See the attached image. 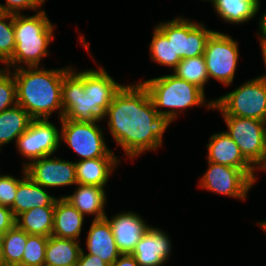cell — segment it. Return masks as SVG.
I'll list each match as a JSON object with an SVG mask.
<instances>
[{
	"label": "cell",
	"instance_id": "6da1fadb",
	"mask_svg": "<svg viewBox=\"0 0 266 266\" xmlns=\"http://www.w3.org/2000/svg\"><path fill=\"white\" fill-rule=\"evenodd\" d=\"M109 131L125 154L134 158L162 145L169 124L155 110L145 86L123 85L107 108Z\"/></svg>",
	"mask_w": 266,
	"mask_h": 266
},
{
	"label": "cell",
	"instance_id": "7a4b0ae2",
	"mask_svg": "<svg viewBox=\"0 0 266 266\" xmlns=\"http://www.w3.org/2000/svg\"><path fill=\"white\" fill-rule=\"evenodd\" d=\"M72 67L62 69H41L38 67L16 68L13 72L16 82L17 104L32 119H49L55 110L63 118L62 83L64 75Z\"/></svg>",
	"mask_w": 266,
	"mask_h": 266
},
{
	"label": "cell",
	"instance_id": "3957f363",
	"mask_svg": "<svg viewBox=\"0 0 266 266\" xmlns=\"http://www.w3.org/2000/svg\"><path fill=\"white\" fill-rule=\"evenodd\" d=\"M54 28L43 9L29 17L15 14L16 46L13 56L5 63L6 68L12 66L16 69L26 64L27 67H39L41 59L48 55L47 48L54 38Z\"/></svg>",
	"mask_w": 266,
	"mask_h": 266
},
{
	"label": "cell",
	"instance_id": "277c9868",
	"mask_svg": "<svg viewBox=\"0 0 266 266\" xmlns=\"http://www.w3.org/2000/svg\"><path fill=\"white\" fill-rule=\"evenodd\" d=\"M141 83L147 89L155 110L168 124H171L182 110L205 103V91L174 74L163 75ZM163 107L170 109L160 110ZM178 109H180L179 113Z\"/></svg>",
	"mask_w": 266,
	"mask_h": 266
},
{
	"label": "cell",
	"instance_id": "5b68a950",
	"mask_svg": "<svg viewBox=\"0 0 266 266\" xmlns=\"http://www.w3.org/2000/svg\"><path fill=\"white\" fill-rule=\"evenodd\" d=\"M207 103L205 105L209 109H218L222 116L252 118L266 122V79L262 76L253 78L232 92Z\"/></svg>",
	"mask_w": 266,
	"mask_h": 266
},
{
	"label": "cell",
	"instance_id": "8992f818",
	"mask_svg": "<svg viewBox=\"0 0 266 266\" xmlns=\"http://www.w3.org/2000/svg\"><path fill=\"white\" fill-rule=\"evenodd\" d=\"M156 27L172 43L173 70L182 59L204 55L206 42L214 32L205 28L204 23H195L181 16Z\"/></svg>",
	"mask_w": 266,
	"mask_h": 266
},
{
	"label": "cell",
	"instance_id": "52a82bcc",
	"mask_svg": "<svg viewBox=\"0 0 266 266\" xmlns=\"http://www.w3.org/2000/svg\"><path fill=\"white\" fill-rule=\"evenodd\" d=\"M226 133L238 145L243 156L256 168L266 171V122L235 116H223Z\"/></svg>",
	"mask_w": 266,
	"mask_h": 266
},
{
	"label": "cell",
	"instance_id": "ba28073f",
	"mask_svg": "<svg viewBox=\"0 0 266 266\" xmlns=\"http://www.w3.org/2000/svg\"><path fill=\"white\" fill-rule=\"evenodd\" d=\"M60 121V140L70 146L80 156V160L116 157L107 147L103 130L97 122H76L64 117Z\"/></svg>",
	"mask_w": 266,
	"mask_h": 266
},
{
	"label": "cell",
	"instance_id": "9c48e42d",
	"mask_svg": "<svg viewBox=\"0 0 266 266\" xmlns=\"http://www.w3.org/2000/svg\"><path fill=\"white\" fill-rule=\"evenodd\" d=\"M207 73L220 83L229 86L234 79L239 59L238 43L227 34L214 31L204 51Z\"/></svg>",
	"mask_w": 266,
	"mask_h": 266
},
{
	"label": "cell",
	"instance_id": "30bf717a",
	"mask_svg": "<svg viewBox=\"0 0 266 266\" xmlns=\"http://www.w3.org/2000/svg\"><path fill=\"white\" fill-rule=\"evenodd\" d=\"M60 145V132L48 119H32L17 139L16 148L28 161L52 155Z\"/></svg>",
	"mask_w": 266,
	"mask_h": 266
},
{
	"label": "cell",
	"instance_id": "8fae6325",
	"mask_svg": "<svg viewBox=\"0 0 266 266\" xmlns=\"http://www.w3.org/2000/svg\"><path fill=\"white\" fill-rule=\"evenodd\" d=\"M199 186L212 192L245 200L254 182L241 170L208 161Z\"/></svg>",
	"mask_w": 266,
	"mask_h": 266
},
{
	"label": "cell",
	"instance_id": "7c38bea8",
	"mask_svg": "<svg viewBox=\"0 0 266 266\" xmlns=\"http://www.w3.org/2000/svg\"><path fill=\"white\" fill-rule=\"evenodd\" d=\"M27 176L44 188L77 185L75 162L50 155L24 163Z\"/></svg>",
	"mask_w": 266,
	"mask_h": 266
},
{
	"label": "cell",
	"instance_id": "4fadbf2b",
	"mask_svg": "<svg viewBox=\"0 0 266 266\" xmlns=\"http://www.w3.org/2000/svg\"><path fill=\"white\" fill-rule=\"evenodd\" d=\"M71 68L62 83L63 117L76 122H97L91 114L89 91H84V71Z\"/></svg>",
	"mask_w": 266,
	"mask_h": 266
},
{
	"label": "cell",
	"instance_id": "5bb4252c",
	"mask_svg": "<svg viewBox=\"0 0 266 266\" xmlns=\"http://www.w3.org/2000/svg\"><path fill=\"white\" fill-rule=\"evenodd\" d=\"M122 86L102 67L84 71V91H89L91 114L97 122L106 117L107 108Z\"/></svg>",
	"mask_w": 266,
	"mask_h": 266
},
{
	"label": "cell",
	"instance_id": "9a60e30c",
	"mask_svg": "<svg viewBox=\"0 0 266 266\" xmlns=\"http://www.w3.org/2000/svg\"><path fill=\"white\" fill-rule=\"evenodd\" d=\"M208 147V161L241 169L254 183L256 168L243 156L238 145L226 133H216L210 137Z\"/></svg>",
	"mask_w": 266,
	"mask_h": 266
},
{
	"label": "cell",
	"instance_id": "2e32d148",
	"mask_svg": "<svg viewBox=\"0 0 266 266\" xmlns=\"http://www.w3.org/2000/svg\"><path fill=\"white\" fill-rule=\"evenodd\" d=\"M105 219L109 222L117 248L121 254H132L136 244L143 237L150 226L142 216L135 212L118 213L113 218Z\"/></svg>",
	"mask_w": 266,
	"mask_h": 266
},
{
	"label": "cell",
	"instance_id": "e0dca14e",
	"mask_svg": "<svg viewBox=\"0 0 266 266\" xmlns=\"http://www.w3.org/2000/svg\"><path fill=\"white\" fill-rule=\"evenodd\" d=\"M171 250L168 234L150 226L136 244L132 255L140 266H161L168 261Z\"/></svg>",
	"mask_w": 266,
	"mask_h": 266
},
{
	"label": "cell",
	"instance_id": "ac0fdd59",
	"mask_svg": "<svg viewBox=\"0 0 266 266\" xmlns=\"http://www.w3.org/2000/svg\"><path fill=\"white\" fill-rule=\"evenodd\" d=\"M23 177L18 183L16 197L10 208L15 219L23 212L35 207H55L57 198L47 193L43 186L36 184L27 176L23 167Z\"/></svg>",
	"mask_w": 266,
	"mask_h": 266
},
{
	"label": "cell",
	"instance_id": "d6986e66",
	"mask_svg": "<svg viewBox=\"0 0 266 266\" xmlns=\"http://www.w3.org/2000/svg\"><path fill=\"white\" fill-rule=\"evenodd\" d=\"M86 245L88 254L99 256L110 266L121 255L117 248L111 226L105 218L100 220L92 219Z\"/></svg>",
	"mask_w": 266,
	"mask_h": 266
},
{
	"label": "cell",
	"instance_id": "ffe728a7",
	"mask_svg": "<svg viewBox=\"0 0 266 266\" xmlns=\"http://www.w3.org/2000/svg\"><path fill=\"white\" fill-rule=\"evenodd\" d=\"M78 187L74 194L62 196L67 202L74 206L82 215H93V220L104 219V207L106 200V193L103 187L93 185H83L77 183Z\"/></svg>",
	"mask_w": 266,
	"mask_h": 266
},
{
	"label": "cell",
	"instance_id": "44dd1931",
	"mask_svg": "<svg viewBox=\"0 0 266 266\" xmlns=\"http://www.w3.org/2000/svg\"><path fill=\"white\" fill-rule=\"evenodd\" d=\"M84 215L74 206L60 197L55 202L52 234L58 238L79 239L82 231Z\"/></svg>",
	"mask_w": 266,
	"mask_h": 266
},
{
	"label": "cell",
	"instance_id": "7402d4cb",
	"mask_svg": "<svg viewBox=\"0 0 266 266\" xmlns=\"http://www.w3.org/2000/svg\"><path fill=\"white\" fill-rule=\"evenodd\" d=\"M118 163V157L78 160L75 162L77 183L104 188Z\"/></svg>",
	"mask_w": 266,
	"mask_h": 266
},
{
	"label": "cell",
	"instance_id": "603a6c76",
	"mask_svg": "<svg viewBox=\"0 0 266 266\" xmlns=\"http://www.w3.org/2000/svg\"><path fill=\"white\" fill-rule=\"evenodd\" d=\"M224 21L243 24L250 21L260 9V0H209Z\"/></svg>",
	"mask_w": 266,
	"mask_h": 266
},
{
	"label": "cell",
	"instance_id": "cb8c5ba5",
	"mask_svg": "<svg viewBox=\"0 0 266 266\" xmlns=\"http://www.w3.org/2000/svg\"><path fill=\"white\" fill-rule=\"evenodd\" d=\"M81 251L79 241L51 235L48 237L45 264L75 266Z\"/></svg>",
	"mask_w": 266,
	"mask_h": 266
},
{
	"label": "cell",
	"instance_id": "d4e9b609",
	"mask_svg": "<svg viewBox=\"0 0 266 266\" xmlns=\"http://www.w3.org/2000/svg\"><path fill=\"white\" fill-rule=\"evenodd\" d=\"M32 118L19 105L0 113V147L17 139L27 130ZM0 148V152H1Z\"/></svg>",
	"mask_w": 266,
	"mask_h": 266
},
{
	"label": "cell",
	"instance_id": "484cf974",
	"mask_svg": "<svg viewBox=\"0 0 266 266\" xmlns=\"http://www.w3.org/2000/svg\"><path fill=\"white\" fill-rule=\"evenodd\" d=\"M54 208L35 207L23 212L16 218V225L28 235L49 237L53 229Z\"/></svg>",
	"mask_w": 266,
	"mask_h": 266
},
{
	"label": "cell",
	"instance_id": "4316f807",
	"mask_svg": "<svg viewBox=\"0 0 266 266\" xmlns=\"http://www.w3.org/2000/svg\"><path fill=\"white\" fill-rule=\"evenodd\" d=\"M29 235L16 224L2 235L0 264L22 266V257Z\"/></svg>",
	"mask_w": 266,
	"mask_h": 266
},
{
	"label": "cell",
	"instance_id": "83f0119b",
	"mask_svg": "<svg viewBox=\"0 0 266 266\" xmlns=\"http://www.w3.org/2000/svg\"><path fill=\"white\" fill-rule=\"evenodd\" d=\"M176 77L193 83L203 91L205 83L209 80L206 63L203 55L182 59L173 73Z\"/></svg>",
	"mask_w": 266,
	"mask_h": 266
},
{
	"label": "cell",
	"instance_id": "f1b7e54d",
	"mask_svg": "<svg viewBox=\"0 0 266 266\" xmlns=\"http://www.w3.org/2000/svg\"><path fill=\"white\" fill-rule=\"evenodd\" d=\"M9 20L7 23L6 21ZM14 14H0V61L6 63L15 51Z\"/></svg>",
	"mask_w": 266,
	"mask_h": 266
},
{
	"label": "cell",
	"instance_id": "f546056e",
	"mask_svg": "<svg viewBox=\"0 0 266 266\" xmlns=\"http://www.w3.org/2000/svg\"><path fill=\"white\" fill-rule=\"evenodd\" d=\"M48 237L29 235L22 257V266H43Z\"/></svg>",
	"mask_w": 266,
	"mask_h": 266
},
{
	"label": "cell",
	"instance_id": "4dcf8cb0",
	"mask_svg": "<svg viewBox=\"0 0 266 266\" xmlns=\"http://www.w3.org/2000/svg\"><path fill=\"white\" fill-rule=\"evenodd\" d=\"M150 57L157 64L173 68V48L171 41L157 28H154L150 43Z\"/></svg>",
	"mask_w": 266,
	"mask_h": 266
},
{
	"label": "cell",
	"instance_id": "1f68e13d",
	"mask_svg": "<svg viewBox=\"0 0 266 266\" xmlns=\"http://www.w3.org/2000/svg\"><path fill=\"white\" fill-rule=\"evenodd\" d=\"M17 104L16 82L9 68L0 71V113Z\"/></svg>",
	"mask_w": 266,
	"mask_h": 266
},
{
	"label": "cell",
	"instance_id": "d6a6232c",
	"mask_svg": "<svg viewBox=\"0 0 266 266\" xmlns=\"http://www.w3.org/2000/svg\"><path fill=\"white\" fill-rule=\"evenodd\" d=\"M22 179H16L11 175H3L0 178V206L11 208L18 188V183Z\"/></svg>",
	"mask_w": 266,
	"mask_h": 266
},
{
	"label": "cell",
	"instance_id": "836d02e7",
	"mask_svg": "<svg viewBox=\"0 0 266 266\" xmlns=\"http://www.w3.org/2000/svg\"><path fill=\"white\" fill-rule=\"evenodd\" d=\"M45 0H6V5L0 4L2 12L10 14H20V10L33 9L37 10Z\"/></svg>",
	"mask_w": 266,
	"mask_h": 266
},
{
	"label": "cell",
	"instance_id": "e575fe53",
	"mask_svg": "<svg viewBox=\"0 0 266 266\" xmlns=\"http://www.w3.org/2000/svg\"><path fill=\"white\" fill-rule=\"evenodd\" d=\"M16 224V219L8 207L0 206V233L4 234Z\"/></svg>",
	"mask_w": 266,
	"mask_h": 266
},
{
	"label": "cell",
	"instance_id": "d590c367",
	"mask_svg": "<svg viewBox=\"0 0 266 266\" xmlns=\"http://www.w3.org/2000/svg\"><path fill=\"white\" fill-rule=\"evenodd\" d=\"M75 266H110L108 263L103 261L99 256L94 254H85L83 249L81 251L79 260Z\"/></svg>",
	"mask_w": 266,
	"mask_h": 266
},
{
	"label": "cell",
	"instance_id": "8d00e7d4",
	"mask_svg": "<svg viewBox=\"0 0 266 266\" xmlns=\"http://www.w3.org/2000/svg\"><path fill=\"white\" fill-rule=\"evenodd\" d=\"M111 266H140L132 254H121Z\"/></svg>",
	"mask_w": 266,
	"mask_h": 266
},
{
	"label": "cell",
	"instance_id": "74e56055",
	"mask_svg": "<svg viewBox=\"0 0 266 266\" xmlns=\"http://www.w3.org/2000/svg\"><path fill=\"white\" fill-rule=\"evenodd\" d=\"M259 29H260V41H266V11L262 14L259 20Z\"/></svg>",
	"mask_w": 266,
	"mask_h": 266
},
{
	"label": "cell",
	"instance_id": "f35d334b",
	"mask_svg": "<svg viewBox=\"0 0 266 266\" xmlns=\"http://www.w3.org/2000/svg\"><path fill=\"white\" fill-rule=\"evenodd\" d=\"M260 45H261V48H262L264 64L266 66V41H260ZM261 76L266 79V74L261 75Z\"/></svg>",
	"mask_w": 266,
	"mask_h": 266
},
{
	"label": "cell",
	"instance_id": "ab89813d",
	"mask_svg": "<svg viewBox=\"0 0 266 266\" xmlns=\"http://www.w3.org/2000/svg\"><path fill=\"white\" fill-rule=\"evenodd\" d=\"M259 226H260L261 228H263L264 231L266 232V221L259 222Z\"/></svg>",
	"mask_w": 266,
	"mask_h": 266
},
{
	"label": "cell",
	"instance_id": "60d3db41",
	"mask_svg": "<svg viewBox=\"0 0 266 266\" xmlns=\"http://www.w3.org/2000/svg\"><path fill=\"white\" fill-rule=\"evenodd\" d=\"M2 235L3 234L0 233V253H1Z\"/></svg>",
	"mask_w": 266,
	"mask_h": 266
},
{
	"label": "cell",
	"instance_id": "b9f144b4",
	"mask_svg": "<svg viewBox=\"0 0 266 266\" xmlns=\"http://www.w3.org/2000/svg\"><path fill=\"white\" fill-rule=\"evenodd\" d=\"M43 266H62V265L44 264Z\"/></svg>",
	"mask_w": 266,
	"mask_h": 266
}]
</instances>
